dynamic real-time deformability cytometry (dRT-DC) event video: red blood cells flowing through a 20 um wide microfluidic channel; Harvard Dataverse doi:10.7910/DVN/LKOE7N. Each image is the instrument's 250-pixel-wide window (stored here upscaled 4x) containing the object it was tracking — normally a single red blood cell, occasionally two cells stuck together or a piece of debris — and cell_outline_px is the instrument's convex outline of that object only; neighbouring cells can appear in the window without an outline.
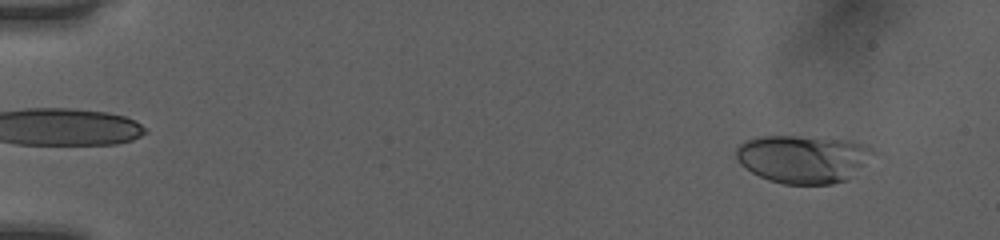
{"species": "human", "species_latin": "Homo sapiens", "temperature_condition": "room temperature", "stored_images_in_passage": 51, "camera_frame_rate_fps": 3000, "um_per_image_px": 0.085, "donor": {"sex": "female"}, "frame": {"image": 1, "passage_image": 4, "time_ms": 1.0, "image_size_px": [1000, 240], "cell_outline_px": [[872, 152], [864, 164], [848, 180], [832, 184], [784, 184], [768, 180], [752, 172], [740, 164], [736, 156], [736, 148], [744, 140], [760, 136], [796, 136], [852, 140], [868, 144], [872, 148]], "centroid_in_image_um": [68.24, 13.5], "position_along_channel_um": 16.8, "area_um2": 38.32}}
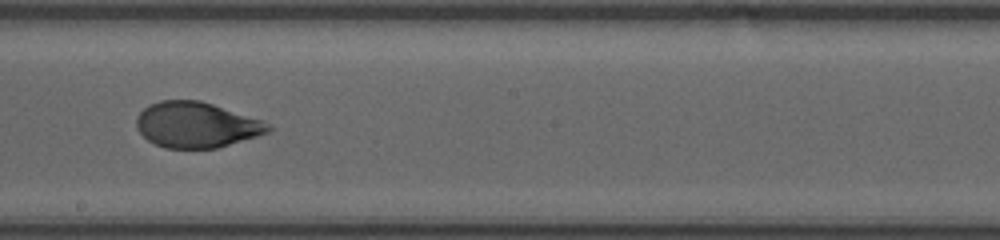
{"frame": {"image": 2, "passage_image": 30, "time_ms": 9.667, "image_size_px": [1000, 240], "cell_outline_px": [[272, 128], [268, 132], [256, 136], [216, 148], [164, 148], [148, 140], [136, 128], [136, 120], [140, 112], [148, 104], [160, 100], [200, 100], [260, 120], [268, 124]], "centroid_in_image_um": [16.63, 10.61], "position_along_channel_um": 231.6, "area_um2": 34.56}}
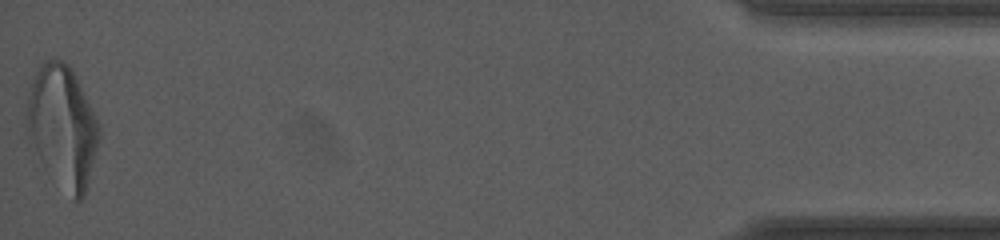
{"frame": {"image": 3, "passage_image": 51, "time_ms": 16.667, "image_size_px": [1000, 240], "cell_outline_px": [[100, 136], [84, 196], [80, 200], [72, 200], [40, 160], [28, 140], [24, 124], [24, 120], [28, 96], [32, 80], [40, 64], [44, 60], [52, 56], [56, 56], [64, 60], [72, 68], [100, 124]], "centroid_in_image_um": [5.28, 10.69], "position_along_channel_um": 429.9, "area_um2": 51.85}, "authors_computed_cell_mechanics": {"area_um2": 36.2406, "velocity_mm_per_s": 4.0287, "shape_relaxation_time_tau1_ms": 4.2173, "shape_relaxation_time_tau2_ms": 0.7918, "deformation_change_tau1": 0.1948, "deformation_change_tau2": 0.0579}}